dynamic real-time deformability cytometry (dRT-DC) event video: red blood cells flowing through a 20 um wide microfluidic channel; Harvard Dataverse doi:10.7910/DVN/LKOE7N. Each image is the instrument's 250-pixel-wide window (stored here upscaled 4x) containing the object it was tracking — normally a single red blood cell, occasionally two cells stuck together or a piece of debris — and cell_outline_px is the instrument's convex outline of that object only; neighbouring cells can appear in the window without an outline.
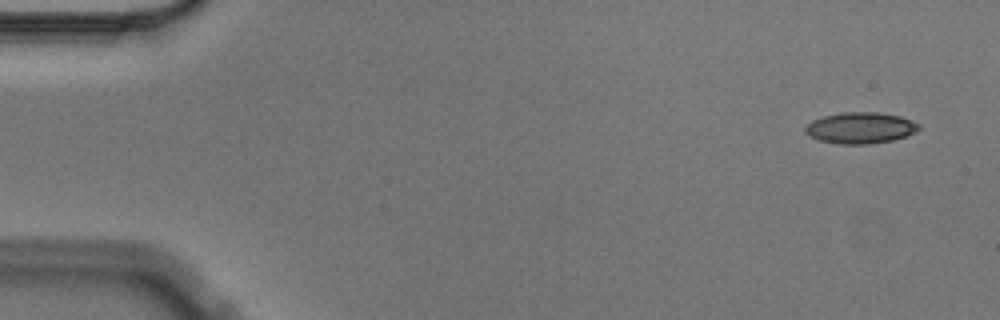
{"species": "Egyptian fruit bat (a non-hibernating species)", "species_latin": "Rousettus aegyptiacus", "temperature_condition": "cold", "stored_images_in_passage": 6, "camera_frame_rate_fps": 3000, "um_per_image_px": 0.085, "animal": {"sex": "male"}, "frame": {"image": 1, "passage_image": 1, "time_ms": 0.0, "image_size_px": [1000, 320], "cell_outline_px": [[920, 128], [916, 132], [892, 140], [868, 144], [840, 144], [820, 140], [808, 136], [804, 132], [804, 128], [812, 120], [824, 116], [840, 112], [876, 112], [900, 116], [920, 124]], "centroid_in_image_um": [73.11, 10.87], "position_along_channel_um": 11.9, "area_um2": 20.63}}
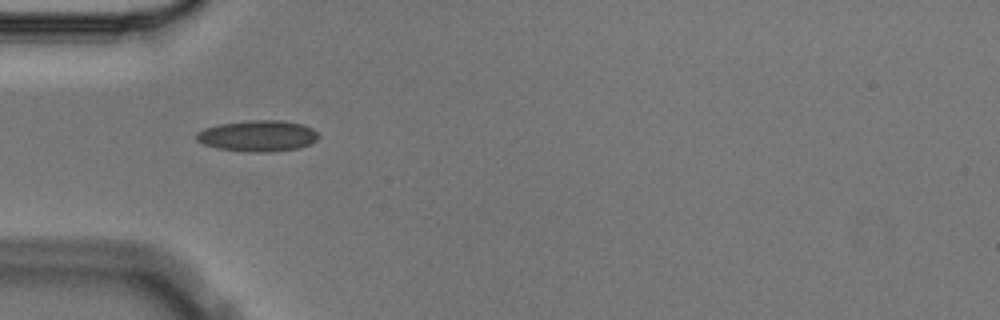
{"frame": {"image": 2, "passage_image": 5, "time_ms": 1.333, "image_size_px": [1000, 320], "cell_outline_px": [[320, 136], [316, 140], [300, 148], [272, 152], [248, 152], [216, 148], [204, 144], [196, 140], [196, 132], [204, 128], [220, 124], [252, 120], [280, 120], [300, 124], [312, 128]], "centroid_in_image_um": [21.9, 11.56], "position_along_channel_um": 63.1, "area_um2": 22.14}}
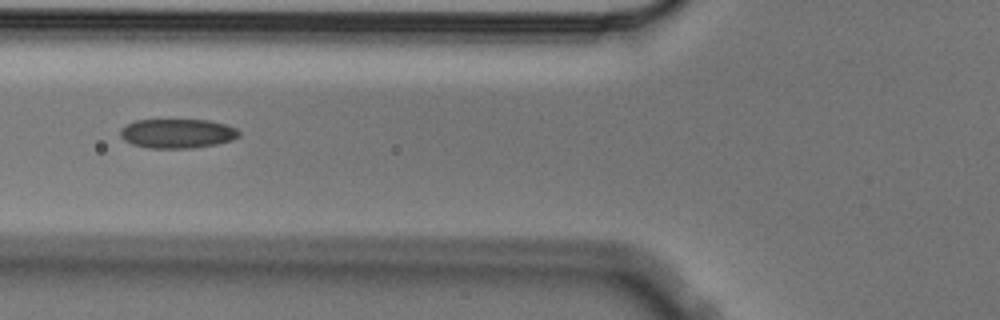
{"frame": {"image": 3, "passage_image": 6, "time_ms": 1.667, "image_size_px": [1000, 320], "cell_outline_px": [[240, 136], [232, 140], [216, 144], [192, 148], [148, 148], [132, 144], [124, 140], [120, 136], [120, 128], [124, 124], [136, 120], [208, 120], [228, 124], [236, 128], [240, 132]], "centroid_in_image_um": [15.07, 11.34], "position_along_channel_um": 110.7, "area_um2": 20.52}}